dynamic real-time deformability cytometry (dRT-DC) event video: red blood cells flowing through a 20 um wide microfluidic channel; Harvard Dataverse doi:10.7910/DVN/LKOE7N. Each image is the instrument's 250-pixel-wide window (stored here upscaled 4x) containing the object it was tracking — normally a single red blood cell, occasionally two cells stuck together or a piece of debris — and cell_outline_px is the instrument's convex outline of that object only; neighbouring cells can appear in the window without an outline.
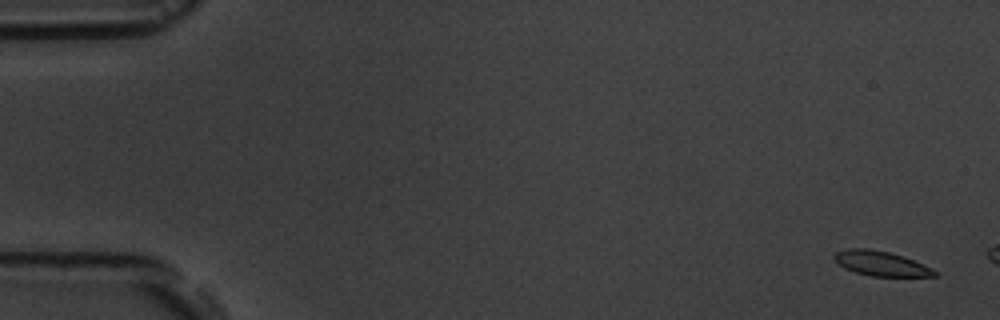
{"species": "common noctule bat (a hibernating species)", "species_latin": "Nyctalus noctula", "temperature_condition": "room temperature", "stored_images_in_passage": 3, "camera_frame_rate_fps": 3000, "um_per_image_px": 0.085, "animal": {"sex": "male", "body_mass_g": 19.5, "forearm_length_mm": 54.6}, "frame": {"image": 1, "passage_image": 1, "time_ms": 0.0, "image_size_px": [1000, 320], "cell_outline_px": [[940, 276], [872, 276], [856, 272], [844, 268], [832, 256], [836, 252], [848, 248], [868, 248], [888, 252], [904, 256], [932, 268], [940, 272]], "centroid_in_image_um": [74.93, 22.39], "position_along_channel_um": 10.1, "area_um2": 14.45}}